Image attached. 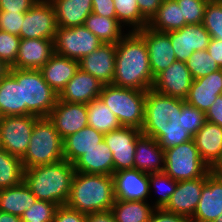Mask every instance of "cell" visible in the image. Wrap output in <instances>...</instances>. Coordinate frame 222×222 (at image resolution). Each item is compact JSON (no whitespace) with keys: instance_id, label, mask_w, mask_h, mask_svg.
Segmentation results:
<instances>
[{"instance_id":"816d5d0a","label":"cell","mask_w":222,"mask_h":222,"mask_svg":"<svg viewBox=\"0 0 222 222\" xmlns=\"http://www.w3.org/2000/svg\"><path fill=\"white\" fill-rule=\"evenodd\" d=\"M206 121L222 127V95H219L214 104L205 113Z\"/></svg>"},{"instance_id":"4fadbf2b","label":"cell","mask_w":222,"mask_h":222,"mask_svg":"<svg viewBox=\"0 0 222 222\" xmlns=\"http://www.w3.org/2000/svg\"><path fill=\"white\" fill-rule=\"evenodd\" d=\"M193 80L186 62L175 61L154 78L152 89L163 95L185 100Z\"/></svg>"},{"instance_id":"f546056e","label":"cell","mask_w":222,"mask_h":222,"mask_svg":"<svg viewBox=\"0 0 222 222\" xmlns=\"http://www.w3.org/2000/svg\"><path fill=\"white\" fill-rule=\"evenodd\" d=\"M37 198L25 182L18 186L0 189V211L21 217Z\"/></svg>"},{"instance_id":"d6a6232c","label":"cell","mask_w":222,"mask_h":222,"mask_svg":"<svg viewBox=\"0 0 222 222\" xmlns=\"http://www.w3.org/2000/svg\"><path fill=\"white\" fill-rule=\"evenodd\" d=\"M89 31L99 38L102 43L117 44L122 35V26L117 19L107 18L91 13L83 24Z\"/></svg>"},{"instance_id":"44dd1931","label":"cell","mask_w":222,"mask_h":222,"mask_svg":"<svg viewBox=\"0 0 222 222\" xmlns=\"http://www.w3.org/2000/svg\"><path fill=\"white\" fill-rule=\"evenodd\" d=\"M222 214V178L211 172L201 191L197 209L191 218L192 222H213Z\"/></svg>"},{"instance_id":"e0dca14e","label":"cell","mask_w":222,"mask_h":222,"mask_svg":"<svg viewBox=\"0 0 222 222\" xmlns=\"http://www.w3.org/2000/svg\"><path fill=\"white\" fill-rule=\"evenodd\" d=\"M116 44L102 43L96 50L79 60V68L102 84H112L115 73Z\"/></svg>"},{"instance_id":"f6af8a7d","label":"cell","mask_w":222,"mask_h":222,"mask_svg":"<svg viewBox=\"0 0 222 222\" xmlns=\"http://www.w3.org/2000/svg\"><path fill=\"white\" fill-rule=\"evenodd\" d=\"M24 14L25 12L0 11V30L19 36Z\"/></svg>"},{"instance_id":"7c38bea8","label":"cell","mask_w":222,"mask_h":222,"mask_svg":"<svg viewBox=\"0 0 222 222\" xmlns=\"http://www.w3.org/2000/svg\"><path fill=\"white\" fill-rule=\"evenodd\" d=\"M141 133L140 129L122 126L104 134V142L112 153L114 173L134 169L135 147Z\"/></svg>"},{"instance_id":"ab89813d","label":"cell","mask_w":222,"mask_h":222,"mask_svg":"<svg viewBox=\"0 0 222 222\" xmlns=\"http://www.w3.org/2000/svg\"><path fill=\"white\" fill-rule=\"evenodd\" d=\"M202 24L211 38L222 40V0H208Z\"/></svg>"},{"instance_id":"db71d44e","label":"cell","mask_w":222,"mask_h":222,"mask_svg":"<svg viewBox=\"0 0 222 222\" xmlns=\"http://www.w3.org/2000/svg\"><path fill=\"white\" fill-rule=\"evenodd\" d=\"M86 222H116L111 210L86 214Z\"/></svg>"},{"instance_id":"c3c4849f","label":"cell","mask_w":222,"mask_h":222,"mask_svg":"<svg viewBox=\"0 0 222 222\" xmlns=\"http://www.w3.org/2000/svg\"><path fill=\"white\" fill-rule=\"evenodd\" d=\"M39 0H0V11L27 12Z\"/></svg>"},{"instance_id":"680465c9","label":"cell","mask_w":222,"mask_h":222,"mask_svg":"<svg viewBox=\"0 0 222 222\" xmlns=\"http://www.w3.org/2000/svg\"><path fill=\"white\" fill-rule=\"evenodd\" d=\"M213 222H222V214L219 215Z\"/></svg>"},{"instance_id":"8992f818","label":"cell","mask_w":222,"mask_h":222,"mask_svg":"<svg viewBox=\"0 0 222 222\" xmlns=\"http://www.w3.org/2000/svg\"><path fill=\"white\" fill-rule=\"evenodd\" d=\"M63 139L48 117H39L33 127L22 163L24 169L62 161Z\"/></svg>"},{"instance_id":"52a82bcc","label":"cell","mask_w":222,"mask_h":222,"mask_svg":"<svg viewBox=\"0 0 222 222\" xmlns=\"http://www.w3.org/2000/svg\"><path fill=\"white\" fill-rule=\"evenodd\" d=\"M147 91L104 85L99 95L118 118L121 126L142 129L145 119V99Z\"/></svg>"},{"instance_id":"7a4b0ae2","label":"cell","mask_w":222,"mask_h":222,"mask_svg":"<svg viewBox=\"0 0 222 222\" xmlns=\"http://www.w3.org/2000/svg\"><path fill=\"white\" fill-rule=\"evenodd\" d=\"M152 74L147 45L137 31H129L116 44L115 73L117 87L147 91L152 88Z\"/></svg>"},{"instance_id":"b9f144b4","label":"cell","mask_w":222,"mask_h":222,"mask_svg":"<svg viewBox=\"0 0 222 222\" xmlns=\"http://www.w3.org/2000/svg\"><path fill=\"white\" fill-rule=\"evenodd\" d=\"M186 25L202 24L208 0H176Z\"/></svg>"},{"instance_id":"ee69618b","label":"cell","mask_w":222,"mask_h":222,"mask_svg":"<svg viewBox=\"0 0 222 222\" xmlns=\"http://www.w3.org/2000/svg\"><path fill=\"white\" fill-rule=\"evenodd\" d=\"M183 122L184 129L194 136L206 122V116L204 112L185 101L183 103Z\"/></svg>"},{"instance_id":"74e56055","label":"cell","mask_w":222,"mask_h":222,"mask_svg":"<svg viewBox=\"0 0 222 222\" xmlns=\"http://www.w3.org/2000/svg\"><path fill=\"white\" fill-rule=\"evenodd\" d=\"M186 66L193 79L205 77L213 71L221 69L206 49L193 52L186 60Z\"/></svg>"},{"instance_id":"5bb4252c","label":"cell","mask_w":222,"mask_h":222,"mask_svg":"<svg viewBox=\"0 0 222 222\" xmlns=\"http://www.w3.org/2000/svg\"><path fill=\"white\" fill-rule=\"evenodd\" d=\"M137 32L144 38L147 45L154 78L177 61L170 37L166 32L155 31L148 26Z\"/></svg>"},{"instance_id":"6da1fadb","label":"cell","mask_w":222,"mask_h":222,"mask_svg":"<svg viewBox=\"0 0 222 222\" xmlns=\"http://www.w3.org/2000/svg\"><path fill=\"white\" fill-rule=\"evenodd\" d=\"M184 102L183 99L163 95L152 88L147 90L141 132L157 140L164 151L194 138L184 129Z\"/></svg>"},{"instance_id":"d6986e66","label":"cell","mask_w":222,"mask_h":222,"mask_svg":"<svg viewBox=\"0 0 222 222\" xmlns=\"http://www.w3.org/2000/svg\"><path fill=\"white\" fill-rule=\"evenodd\" d=\"M112 176L116 199L146 201L150 194L149 174L127 169L115 172Z\"/></svg>"},{"instance_id":"2e32d148","label":"cell","mask_w":222,"mask_h":222,"mask_svg":"<svg viewBox=\"0 0 222 222\" xmlns=\"http://www.w3.org/2000/svg\"><path fill=\"white\" fill-rule=\"evenodd\" d=\"M48 118L53 122L61 138L64 139L88 126L87 105L68 103L58 99Z\"/></svg>"},{"instance_id":"60d3db41","label":"cell","mask_w":222,"mask_h":222,"mask_svg":"<svg viewBox=\"0 0 222 222\" xmlns=\"http://www.w3.org/2000/svg\"><path fill=\"white\" fill-rule=\"evenodd\" d=\"M57 205L48 201L36 200L21 216L22 222H53Z\"/></svg>"},{"instance_id":"9c48e42d","label":"cell","mask_w":222,"mask_h":222,"mask_svg":"<svg viewBox=\"0 0 222 222\" xmlns=\"http://www.w3.org/2000/svg\"><path fill=\"white\" fill-rule=\"evenodd\" d=\"M102 42L84 25L57 27L54 38V53L79 61L96 50Z\"/></svg>"},{"instance_id":"277c9868","label":"cell","mask_w":222,"mask_h":222,"mask_svg":"<svg viewBox=\"0 0 222 222\" xmlns=\"http://www.w3.org/2000/svg\"><path fill=\"white\" fill-rule=\"evenodd\" d=\"M112 175L74 173L66 206L90 214L111 210L115 203Z\"/></svg>"},{"instance_id":"ba28073f","label":"cell","mask_w":222,"mask_h":222,"mask_svg":"<svg viewBox=\"0 0 222 222\" xmlns=\"http://www.w3.org/2000/svg\"><path fill=\"white\" fill-rule=\"evenodd\" d=\"M164 172L176 181L206 177L210 167L201 159L194 139L164 151Z\"/></svg>"},{"instance_id":"9a60e30c","label":"cell","mask_w":222,"mask_h":222,"mask_svg":"<svg viewBox=\"0 0 222 222\" xmlns=\"http://www.w3.org/2000/svg\"><path fill=\"white\" fill-rule=\"evenodd\" d=\"M167 34L177 61L181 62H186L193 52L205 50L211 40V35L203 24L185 25L180 30Z\"/></svg>"},{"instance_id":"7bdbcfd3","label":"cell","mask_w":222,"mask_h":222,"mask_svg":"<svg viewBox=\"0 0 222 222\" xmlns=\"http://www.w3.org/2000/svg\"><path fill=\"white\" fill-rule=\"evenodd\" d=\"M20 37L0 30V59L10 68L15 64Z\"/></svg>"},{"instance_id":"7dc6e473","label":"cell","mask_w":222,"mask_h":222,"mask_svg":"<svg viewBox=\"0 0 222 222\" xmlns=\"http://www.w3.org/2000/svg\"><path fill=\"white\" fill-rule=\"evenodd\" d=\"M148 222H192L184 215L166 211L164 208H155Z\"/></svg>"},{"instance_id":"f5cc1de1","label":"cell","mask_w":222,"mask_h":222,"mask_svg":"<svg viewBox=\"0 0 222 222\" xmlns=\"http://www.w3.org/2000/svg\"><path fill=\"white\" fill-rule=\"evenodd\" d=\"M206 50L212 56L213 60L216 61L218 66L222 68V40L211 38Z\"/></svg>"},{"instance_id":"cb8c5ba5","label":"cell","mask_w":222,"mask_h":222,"mask_svg":"<svg viewBox=\"0 0 222 222\" xmlns=\"http://www.w3.org/2000/svg\"><path fill=\"white\" fill-rule=\"evenodd\" d=\"M164 158V149L157 140L141 133L135 147L134 169L147 174L163 172Z\"/></svg>"},{"instance_id":"ac0fdd59","label":"cell","mask_w":222,"mask_h":222,"mask_svg":"<svg viewBox=\"0 0 222 222\" xmlns=\"http://www.w3.org/2000/svg\"><path fill=\"white\" fill-rule=\"evenodd\" d=\"M205 182L206 177L178 181L177 187L164 209L191 219L197 209Z\"/></svg>"},{"instance_id":"bcb514c9","label":"cell","mask_w":222,"mask_h":222,"mask_svg":"<svg viewBox=\"0 0 222 222\" xmlns=\"http://www.w3.org/2000/svg\"><path fill=\"white\" fill-rule=\"evenodd\" d=\"M53 222H86V214L61 205L55 211Z\"/></svg>"},{"instance_id":"7402d4cb","label":"cell","mask_w":222,"mask_h":222,"mask_svg":"<svg viewBox=\"0 0 222 222\" xmlns=\"http://www.w3.org/2000/svg\"><path fill=\"white\" fill-rule=\"evenodd\" d=\"M103 86L97 78L79 68L58 95V99L68 103L88 104L99 98Z\"/></svg>"},{"instance_id":"f35d334b","label":"cell","mask_w":222,"mask_h":222,"mask_svg":"<svg viewBox=\"0 0 222 222\" xmlns=\"http://www.w3.org/2000/svg\"><path fill=\"white\" fill-rule=\"evenodd\" d=\"M178 181L171 178L164 171L159 173L149 174V190L152 189L154 185L155 189L160 192V196L155 202V208H164L170 201L172 194L177 187Z\"/></svg>"},{"instance_id":"8fae6325","label":"cell","mask_w":222,"mask_h":222,"mask_svg":"<svg viewBox=\"0 0 222 222\" xmlns=\"http://www.w3.org/2000/svg\"><path fill=\"white\" fill-rule=\"evenodd\" d=\"M57 32L55 10L49 0H39L24 14L20 39H54Z\"/></svg>"},{"instance_id":"4dcf8cb0","label":"cell","mask_w":222,"mask_h":222,"mask_svg":"<svg viewBox=\"0 0 222 222\" xmlns=\"http://www.w3.org/2000/svg\"><path fill=\"white\" fill-rule=\"evenodd\" d=\"M186 25L176 0H162L158 12L148 22V27L159 32L177 31Z\"/></svg>"},{"instance_id":"e575fe53","label":"cell","mask_w":222,"mask_h":222,"mask_svg":"<svg viewBox=\"0 0 222 222\" xmlns=\"http://www.w3.org/2000/svg\"><path fill=\"white\" fill-rule=\"evenodd\" d=\"M87 105L88 126L102 133H109L121 126L118 118L110 111L100 98L92 100Z\"/></svg>"},{"instance_id":"484cf974","label":"cell","mask_w":222,"mask_h":222,"mask_svg":"<svg viewBox=\"0 0 222 222\" xmlns=\"http://www.w3.org/2000/svg\"><path fill=\"white\" fill-rule=\"evenodd\" d=\"M193 139L201 159L211 168L222 155V127L206 121Z\"/></svg>"},{"instance_id":"d590c367","label":"cell","mask_w":222,"mask_h":222,"mask_svg":"<svg viewBox=\"0 0 222 222\" xmlns=\"http://www.w3.org/2000/svg\"><path fill=\"white\" fill-rule=\"evenodd\" d=\"M24 167L19 157L0 151V189L18 186L23 182Z\"/></svg>"},{"instance_id":"11a10c76","label":"cell","mask_w":222,"mask_h":222,"mask_svg":"<svg viewBox=\"0 0 222 222\" xmlns=\"http://www.w3.org/2000/svg\"><path fill=\"white\" fill-rule=\"evenodd\" d=\"M0 222H22L21 217L0 211Z\"/></svg>"},{"instance_id":"3957f363","label":"cell","mask_w":222,"mask_h":222,"mask_svg":"<svg viewBox=\"0 0 222 222\" xmlns=\"http://www.w3.org/2000/svg\"><path fill=\"white\" fill-rule=\"evenodd\" d=\"M74 173V164L63 159L58 163L24 169L23 181L37 200L61 206L69 198Z\"/></svg>"},{"instance_id":"603a6c76","label":"cell","mask_w":222,"mask_h":222,"mask_svg":"<svg viewBox=\"0 0 222 222\" xmlns=\"http://www.w3.org/2000/svg\"><path fill=\"white\" fill-rule=\"evenodd\" d=\"M219 95H222V68L194 79L185 101L206 113Z\"/></svg>"},{"instance_id":"f1b7e54d","label":"cell","mask_w":222,"mask_h":222,"mask_svg":"<svg viewBox=\"0 0 222 222\" xmlns=\"http://www.w3.org/2000/svg\"><path fill=\"white\" fill-rule=\"evenodd\" d=\"M76 172L86 174L113 175L114 164L110 148L104 141L88 150L75 163Z\"/></svg>"},{"instance_id":"5b68a950","label":"cell","mask_w":222,"mask_h":222,"mask_svg":"<svg viewBox=\"0 0 222 222\" xmlns=\"http://www.w3.org/2000/svg\"><path fill=\"white\" fill-rule=\"evenodd\" d=\"M9 73L21 84L22 115L48 117L58 95L44 80L41 71L9 68Z\"/></svg>"},{"instance_id":"83f0119b","label":"cell","mask_w":222,"mask_h":222,"mask_svg":"<svg viewBox=\"0 0 222 222\" xmlns=\"http://www.w3.org/2000/svg\"><path fill=\"white\" fill-rule=\"evenodd\" d=\"M55 10L57 27L82 26L92 13L93 0H49Z\"/></svg>"},{"instance_id":"6f0895ef","label":"cell","mask_w":222,"mask_h":222,"mask_svg":"<svg viewBox=\"0 0 222 222\" xmlns=\"http://www.w3.org/2000/svg\"><path fill=\"white\" fill-rule=\"evenodd\" d=\"M9 66L0 59V80L9 72Z\"/></svg>"},{"instance_id":"30bf717a","label":"cell","mask_w":222,"mask_h":222,"mask_svg":"<svg viewBox=\"0 0 222 222\" xmlns=\"http://www.w3.org/2000/svg\"><path fill=\"white\" fill-rule=\"evenodd\" d=\"M38 116H5L0 119V142L2 149L20 159L26 153L30 136Z\"/></svg>"},{"instance_id":"d4e9b609","label":"cell","mask_w":222,"mask_h":222,"mask_svg":"<svg viewBox=\"0 0 222 222\" xmlns=\"http://www.w3.org/2000/svg\"><path fill=\"white\" fill-rule=\"evenodd\" d=\"M79 69V61L54 53L40 69L44 80L59 95Z\"/></svg>"},{"instance_id":"681fc988","label":"cell","mask_w":222,"mask_h":222,"mask_svg":"<svg viewBox=\"0 0 222 222\" xmlns=\"http://www.w3.org/2000/svg\"><path fill=\"white\" fill-rule=\"evenodd\" d=\"M92 12L100 16L116 19V10L113 0H93Z\"/></svg>"},{"instance_id":"836d02e7","label":"cell","mask_w":222,"mask_h":222,"mask_svg":"<svg viewBox=\"0 0 222 222\" xmlns=\"http://www.w3.org/2000/svg\"><path fill=\"white\" fill-rule=\"evenodd\" d=\"M154 209L147 201L120 199L111 207L116 222H148Z\"/></svg>"},{"instance_id":"1f68e13d","label":"cell","mask_w":222,"mask_h":222,"mask_svg":"<svg viewBox=\"0 0 222 222\" xmlns=\"http://www.w3.org/2000/svg\"><path fill=\"white\" fill-rule=\"evenodd\" d=\"M0 115H22L21 84L9 72L0 80Z\"/></svg>"},{"instance_id":"f907efd6","label":"cell","mask_w":222,"mask_h":222,"mask_svg":"<svg viewBox=\"0 0 222 222\" xmlns=\"http://www.w3.org/2000/svg\"><path fill=\"white\" fill-rule=\"evenodd\" d=\"M162 0H137L141 15L149 22L158 12Z\"/></svg>"},{"instance_id":"4316f807","label":"cell","mask_w":222,"mask_h":222,"mask_svg":"<svg viewBox=\"0 0 222 222\" xmlns=\"http://www.w3.org/2000/svg\"><path fill=\"white\" fill-rule=\"evenodd\" d=\"M104 141V133L86 126L63 139V157L74 164L83 154Z\"/></svg>"},{"instance_id":"ffe728a7","label":"cell","mask_w":222,"mask_h":222,"mask_svg":"<svg viewBox=\"0 0 222 222\" xmlns=\"http://www.w3.org/2000/svg\"><path fill=\"white\" fill-rule=\"evenodd\" d=\"M54 54V39H20L15 64L11 68L40 70Z\"/></svg>"},{"instance_id":"9f6ffc18","label":"cell","mask_w":222,"mask_h":222,"mask_svg":"<svg viewBox=\"0 0 222 222\" xmlns=\"http://www.w3.org/2000/svg\"><path fill=\"white\" fill-rule=\"evenodd\" d=\"M210 172L213 175H216L218 177L222 178V155L219 157V159L214 163V165L210 168Z\"/></svg>"},{"instance_id":"8d00e7d4","label":"cell","mask_w":222,"mask_h":222,"mask_svg":"<svg viewBox=\"0 0 222 222\" xmlns=\"http://www.w3.org/2000/svg\"><path fill=\"white\" fill-rule=\"evenodd\" d=\"M116 10V19L122 25L131 27L130 31H139L148 26V21L141 15L137 0H113Z\"/></svg>"}]
</instances>
